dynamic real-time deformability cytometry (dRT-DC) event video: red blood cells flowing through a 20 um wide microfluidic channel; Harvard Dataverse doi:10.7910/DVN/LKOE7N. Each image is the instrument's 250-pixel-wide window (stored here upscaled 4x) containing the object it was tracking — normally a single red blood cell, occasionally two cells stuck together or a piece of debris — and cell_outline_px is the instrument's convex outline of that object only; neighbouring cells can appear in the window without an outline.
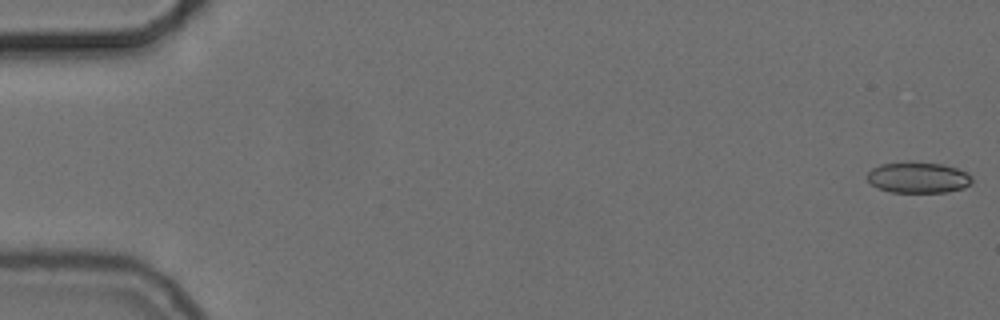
{"species": "common noctule bat (a hibernating species)", "species_latin": "Nyctalus noctula", "temperature_condition": "cold", "stored_images_in_passage": 14, "camera_frame_rate_fps": 3000, "um_per_image_px": 0.085, "animal": {"sex": "female", "body_mass_g": 24.6, "forearm_length_mm": 56.2}, "frame": {"image": 1, "passage_image": 1, "time_ms": 0.0, "image_size_px": [1000, 320], "cell_outline_px": [[972, 180], [964, 188], [944, 192], [892, 192], [876, 188], [868, 180], [868, 172], [872, 168], [880, 164], [908, 160], [944, 164], [968, 172], [972, 176]], "centroid_in_image_um": [78.03, 15.06], "position_along_channel_um": 7.0, "area_um2": 19.25}}
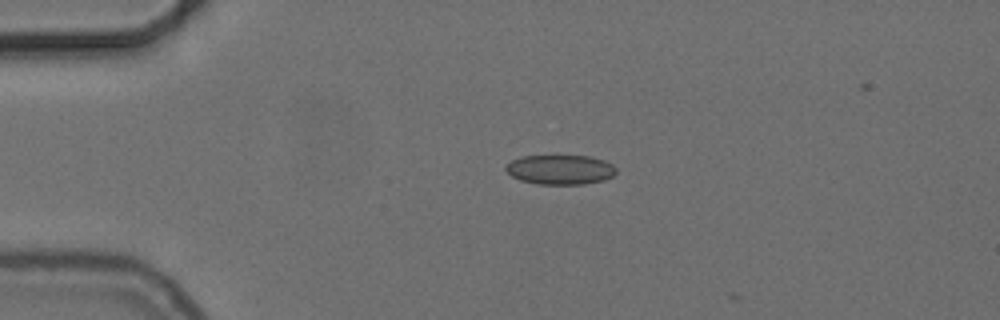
{"frame": {"image": 2, "passage_image": 13, "time_ms": 4.0, "image_size_px": [1000, 320], "cell_outline_px": [[616, 172], [612, 176], [604, 180], [584, 184], [536, 184], [520, 180], [512, 176], [504, 168], [504, 164], [520, 156], [588, 156], [604, 160], [612, 164], [616, 168]], "centroid_in_image_um": [47.59, 14.42], "position_along_channel_um": 37.4, "area_um2": 19.13}}